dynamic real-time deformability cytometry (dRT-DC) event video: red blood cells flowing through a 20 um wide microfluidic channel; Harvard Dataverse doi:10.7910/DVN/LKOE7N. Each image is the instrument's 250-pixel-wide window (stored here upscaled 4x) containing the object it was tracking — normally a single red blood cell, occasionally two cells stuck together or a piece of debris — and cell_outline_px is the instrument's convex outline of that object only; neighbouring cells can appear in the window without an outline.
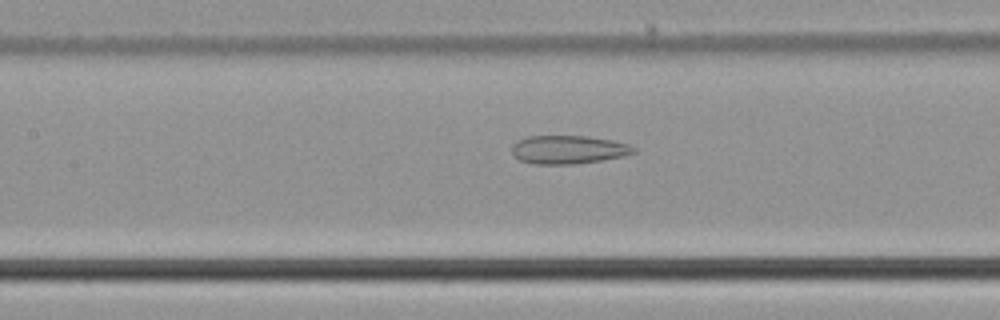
{"species": "common noctule bat (a hibernating species)", "species_latin": "Nyctalus noctula", "temperature_condition": "cold", "stored_images_in_passage": 39, "camera_frame_rate_fps": 3000, "um_per_image_px": 0.085, "animal": {"sex": "male", "body_mass_g": 21.5, "forearm_length_mm": 52.0}, "frame": {"image": 1, "passage_image": 9, "time_ms": 2.667, "image_size_px": [1000, 320], "cell_outline_px": [[636, 152], [624, 156], [576, 164], [532, 164], [520, 160], [512, 152], [512, 144], [516, 140], [528, 136], [588, 136], [612, 140], [628, 144], [636, 148]], "centroid_in_image_um": [48.3, 12.71], "position_along_channel_um": 159.1, "area_um2": 20.23}}
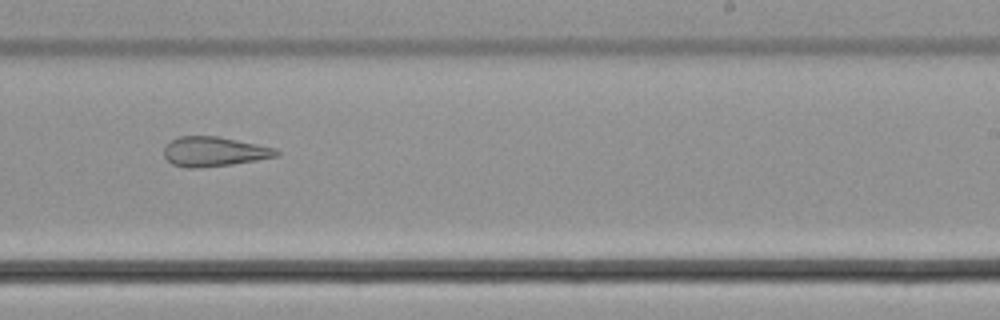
{"frame": {"image": 2, "passage_image": 18, "time_ms": 5.667, "image_size_px": [1000, 320], "cell_outline_px": [[280, 152], [276, 156], [256, 160], [232, 164], [200, 168], [184, 168], [172, 164], [164, 156], [164, 148], [172, 140], [180, 136], [220, 136], [276, 148]], "centroid_in_image_um": [18.19, 12.89], "position_along_channel_um": 270.8, "area_um2": 19.42}}
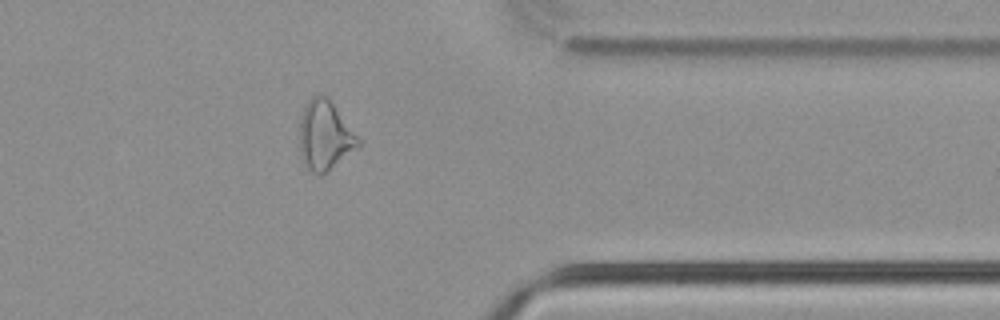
{"frame": {"image": 3, "passage_image": 28, "time_ms": 9.0, "image_size_px": [1000, 320], "cell_outline_px": [[360, 144], [356, 148], [320, 176], [312, 172], [300, 160], [300, 116], [308, 100], [312, 96], [328, 96], [360, 140]], "centroid_in_image_um": [27.58, 11.51], "position_along_channel_um": 383.8, "area_um2": 23.35}, "authors_computed_cell_mechanics": {"area_um2": 21.2126, "velocity_mm_per_s": 3.734, "shape_relaxation_time_tau1_ms": null, "shape_relaxation_time_tau2_ms": 4.55, "deformation_change_tau1": null, "deformation_change_tau2": 0.1716}}